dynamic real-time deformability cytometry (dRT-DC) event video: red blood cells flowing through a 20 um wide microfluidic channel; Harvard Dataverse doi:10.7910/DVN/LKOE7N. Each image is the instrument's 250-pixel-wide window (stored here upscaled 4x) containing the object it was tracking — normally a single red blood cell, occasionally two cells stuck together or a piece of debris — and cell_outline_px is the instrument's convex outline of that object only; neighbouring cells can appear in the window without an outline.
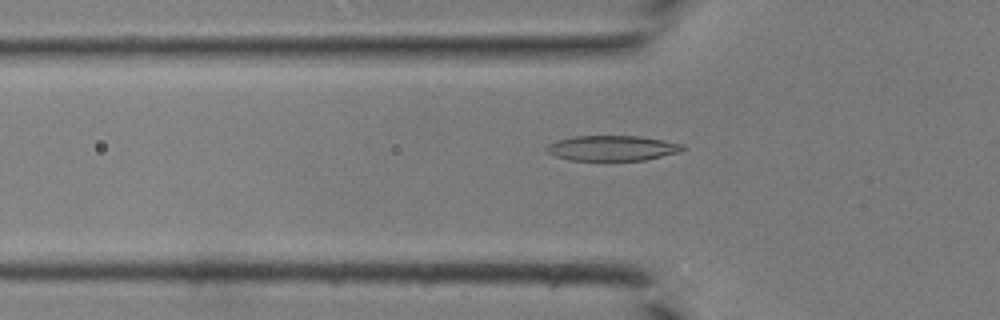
{"species": "common noctule bat (a hibernating species)", "species_latin": "Nyctalus noctula", "temperature_condition": "room temperature", "stored_images_in_passage": 43, "camera_frame_rate_fps": 3000, "um_per_image_px": 0.085, "animal": {"sex": "male", "body_mass_g": 19.0, "forearm_length_mm": 50.8}, "frame": {"image": 1, "passage_image": 15, "time_ms": 4.667, "image_size_px": [1000, 320], "cell_outline_px": [[688, 148], [680, 152], [644, 160], [568, 160], [556, 156], [548, 152], [544, 148], [548, 144], [556, 140], [576, 136], [640, 136], [664, 140], [684, 144]], "centroid_in_image_um": [52.07, 12.58], "position_along_channel_um": 73.7, "area_um2": 20.11}}
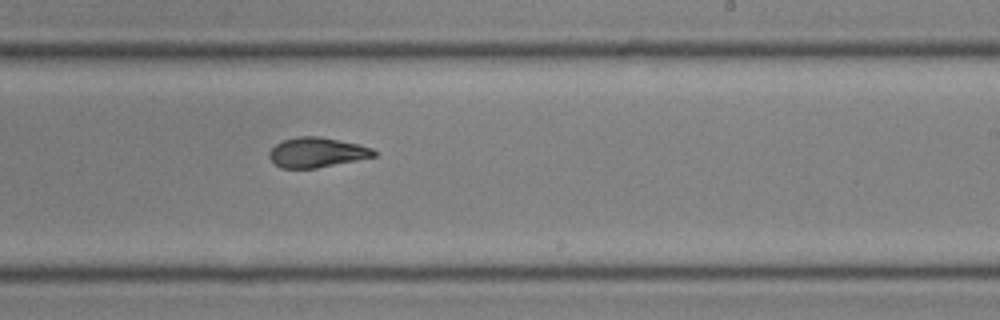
{"frame": {"image": 2, "passage_image": 27, "time_ms": 8.667, "image_size_px": [1000, 320], "cell_outline_px": [[376, 156], [316, 168], [280, 168], [268, 156], [268, 152], [276, 144], [284, 140], [296, 136], [320, 136], [360, 144], [372, 148], [376, 152]], "centroid_in_image_um": [26.93, 12.94], "position_along_channel_um": 262.1, "area_um2": 18.21}}
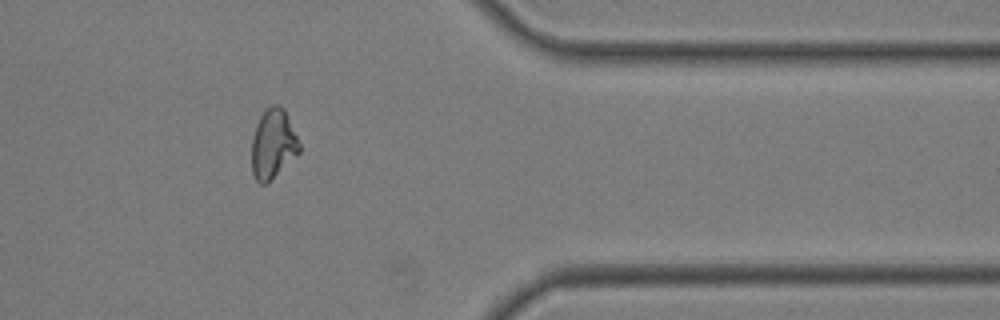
{"frame": {"image": 3, "passage_image": 36, "time_ms": 11.667, "image_size_px": [1000, 320], "cell_outline_px": [[300, 152], [268, 184], [260, 184], [256, 180], [252, 172], [252, 136], [256, 124], [264, 108], [272, 104], [280, 104], [284, 108], [300, 144]], "centroid_in_image_um": [23.2, 12.23], "position_along_channel_um": 388.2, "area_um2": 19.59}}